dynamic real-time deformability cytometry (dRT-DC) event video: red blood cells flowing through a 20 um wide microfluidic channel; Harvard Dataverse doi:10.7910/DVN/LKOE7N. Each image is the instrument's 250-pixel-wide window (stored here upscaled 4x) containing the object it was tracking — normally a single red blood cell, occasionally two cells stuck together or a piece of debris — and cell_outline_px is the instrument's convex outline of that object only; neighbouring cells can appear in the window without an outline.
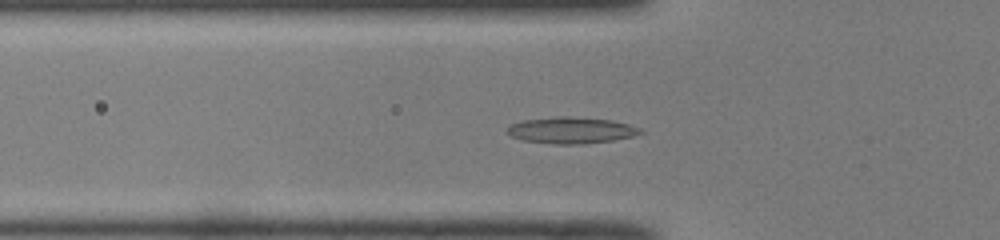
{"species": "common noctule bat (a hibernating species)", "species_latin": "Nyctalus noctula", "temperature_condition": "room temperature", "stored_images_in_passage": 37, "camera_frame_rate_fps": 3000, "um_per_image_px": 0.085, "animal": {"sex": "male", "body_mass_g": 19.0, "forearm_length_mm": 50.8}, "frame": {"image": 1, "passage_image": 3, "time_ms": 0.667, "image_size_px": [1000, 240], "cell_outline_px": [[644, 132], [632, 136], [612, 140], [584, 144], [552, 144], [524, 140], [512, 136], [508, 132], [508, 128], [512, 124], [524, 120], [556, 116], [568, 116], [612, 120], [628, 124], [640, 128]], "centroid_in_image_um": [48.57, 11.07], "position_along_channel_um": 77.2, "area_um2": 20.29}}
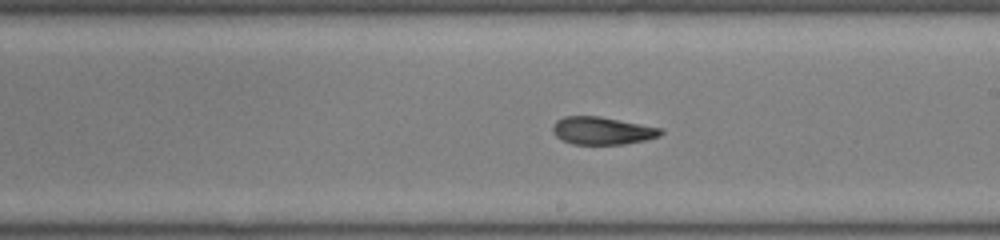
{"frame": {"image": 2, "passage_image": 15, "time_ms": 4.667, "image_size_px": [1000, 240], "cell_outline_px": [[664, 132], [660, 136], [644, 140], [624, 144], [572, 144], [560, 140], [552, 132], [552, 124], [556, 120], [564, 116], [600, 116], [660, 128]], "centroid_in_image_um": [51.13, 11.11], "position_along_channel_um": 237.9, "area_um2": 17.46}}
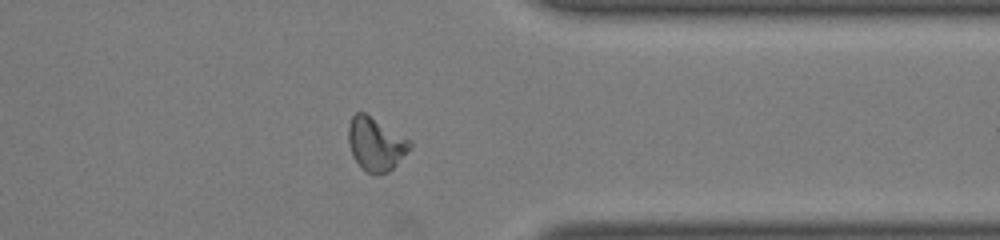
{"frame": {"image": 3, "passage_image": 26, "time_ms": 8.333, "image_size_px": [1000, 240], "cell_outline_px": [[412, 144], [396, 164], [388, 172], [376, 176], [360, 168], [352, 156], [348, 140], [348, 124], [352, 116], [356, 112], [364, 112], [412, 140]], "centroid_in_image_um": [31.91, 12.24], "position_along_channel_um": 379.5, "area_um2": 19.19}, "authors_computed_cell_mechanics": {"area_um2": 18.3226, "velocity_mm_per_s": 4.0198, "shape_relaxation_time_tau1_ms": null, "shape_relaxation_time_tau2_ms": 2.4535, "deformation_change_tau1": null, "deformation_change_tau2": 0.0904}}